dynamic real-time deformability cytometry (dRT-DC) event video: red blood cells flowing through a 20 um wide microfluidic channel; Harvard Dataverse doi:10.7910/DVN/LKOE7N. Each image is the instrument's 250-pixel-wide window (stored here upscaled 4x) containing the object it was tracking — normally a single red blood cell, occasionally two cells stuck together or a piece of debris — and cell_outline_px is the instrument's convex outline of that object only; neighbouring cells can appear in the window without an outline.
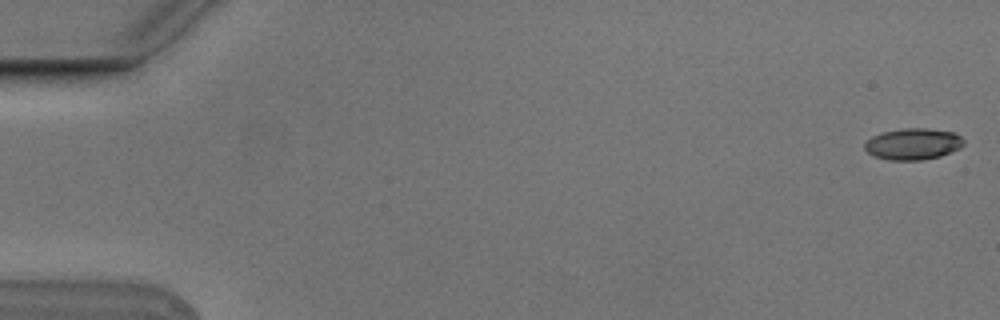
{"species": "Egyptian fruit bat (a non-hibernating species)", "species_latin": "Rousettus aegyptiacus", "temperature_condition": "cold", "stored_images_in_passage": 7, "camera_frame_rate_fps": 3000, "um_per_image_px": 0.085, "animal": {"sex": "male"}, "frame": {"image": 1, "passage_image": 1, "time_ms": 0.0, "image_size_px": [1000, 320], "cell_outline_px": [[964, 144], [960, 148], [940, 156], [920, 160], [888, 160], [876, 156], [868, 152], [864, 148], [864, 144], [872, 136], [884, 132], [900, 128], [928, 128], [956, 132], [964, 140]], "centroid_in_image_um": [77.63, 12.22], "position_along_channel_um": 7.4, "area_um2": 18.15}}
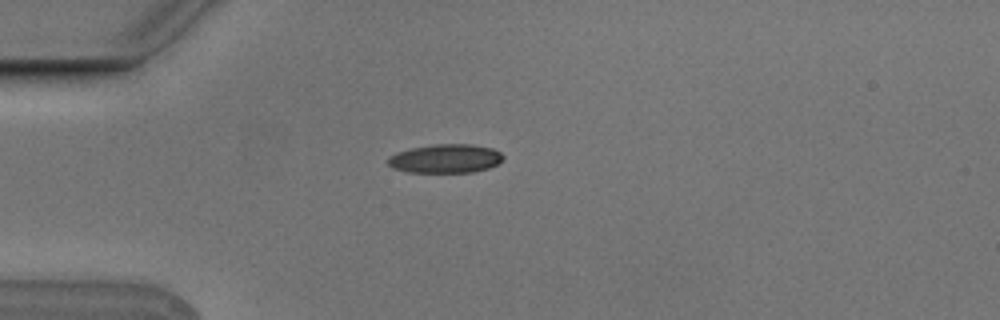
{"frame": {"image": 2, "passage_image": 5, "time_ms": 1.333, "image_size_px": [1000, 320], "cell_outline_px": [[504, 160], [500, 164], [488, 168], [472, 172], [408, 172], [392, 168], [388, 164], [388, 156], [396, 152], [412, 148], [432, 144], [472, 144], [492, 148], [500, 152], [504, 156]], "centroid_in_image_um": [37.89, 13.48], "position_along_channel_um": 47.1, "area_um2": 19.54}}
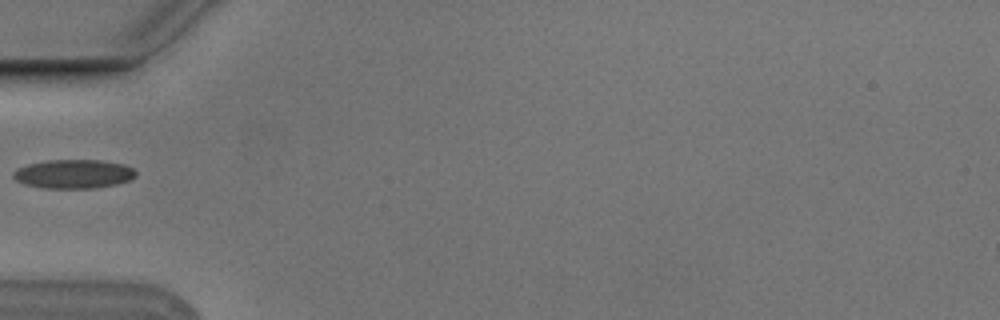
{"frame": {"image": 3, "passage_image": 6, "time_ms": 1.667, "image_size_px": [1000, 320], "cell_outline_px": [[136, 176], [128, 180], [116, 184], [92, 188], [44, 188], [24, 184], [16, 180], [12, 176], [12, 172], [16, 168], [28, 164], [48, 160], [100, 160], [124, 164], [132, 168], [136, 172]], "centroid_in_image_um": [6.22, 14.78], "position_along_channel_um": 78.8, "area_um2": 20.63}}